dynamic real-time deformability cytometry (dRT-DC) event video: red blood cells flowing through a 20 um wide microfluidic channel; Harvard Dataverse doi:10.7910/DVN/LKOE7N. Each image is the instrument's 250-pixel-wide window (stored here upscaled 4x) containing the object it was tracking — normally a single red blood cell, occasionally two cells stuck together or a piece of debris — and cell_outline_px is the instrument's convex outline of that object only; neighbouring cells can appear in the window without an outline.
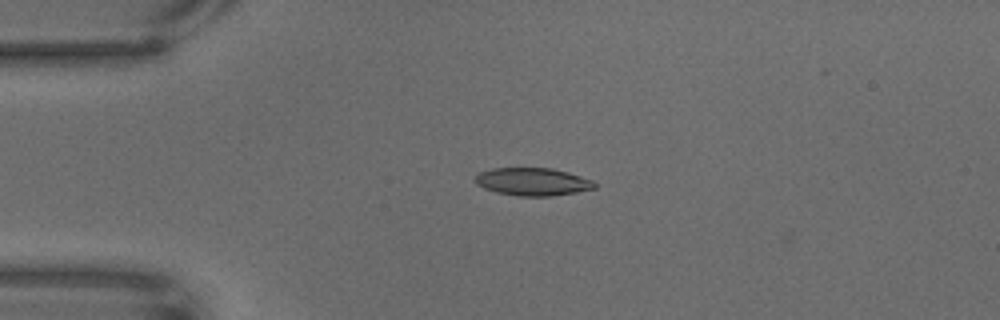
{"species": "common noctule bat (a hibernating species)", "species_latin": "Nyctalus noctula", "temperature_condition": "warm", "stored_images_in_passage": 5, "camera_frame_rate_fps": 3000, "um_per_image_px": 0.085, "animal": {"sex": "male", "body_mass_g": 18.8}, "frame": {"image": 1, "passage_image": 1, "time_ms": 0.0, "image_size_px": [1000, 320], "cell_outline_px": [[596, 188], [576, 192], [552, 196], [516, 196], [496, 192], [484, 188], [476, 184], [476, 176], [480, 172], [492, 168], [552, 168], [568, 172], [592, 180], [596, 184]], "centroid_in_image_um": [45.28, 15.45], "position_along_channel_um": 39.7, "area_um2": 19.31}}